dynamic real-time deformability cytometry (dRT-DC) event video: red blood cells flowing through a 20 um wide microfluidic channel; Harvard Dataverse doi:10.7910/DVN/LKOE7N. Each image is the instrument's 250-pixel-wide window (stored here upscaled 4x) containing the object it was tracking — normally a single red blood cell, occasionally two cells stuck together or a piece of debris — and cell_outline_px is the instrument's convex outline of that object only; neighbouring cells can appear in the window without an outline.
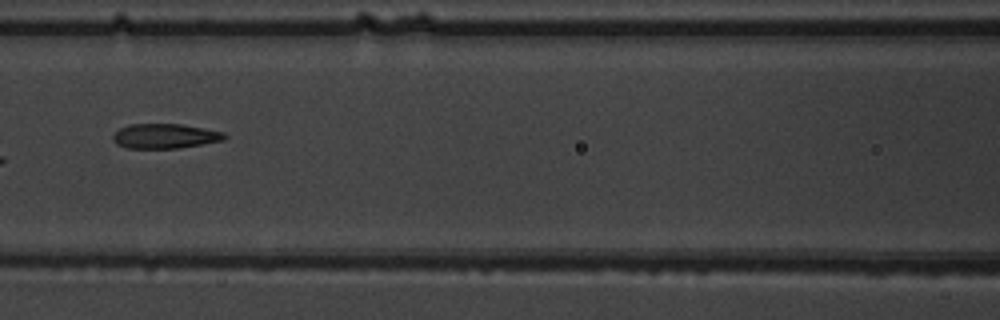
{"species": "common noctule bat (a hibernating species)", "species_latin": "Nyctalus noctula", "temperature_condition": "warm", "stored_images_in_passage": 9, "camera_frame_rate_fps": 3000, "um_per_image_px": 0.085, "animal": {"sex": "male", "body_mass_g": 19.5, "forearm_length_mm": 54.6}, "frame": {"image": 1, "passage_image": 8, "time_ms": 8.0, "image_size_px": [1000, 320], "cell_outline_px": [[228, 136], [224, 140], [180, 148], [128, 148], [116, 144], [112, 140], [112, 136], [120, 128], [128, 124], [180, 124], [224, 132]], "centroid_in_image_um": [14.01, 11.57], "position_along_channel_um": 152.6, "area_um2": 16.07}}
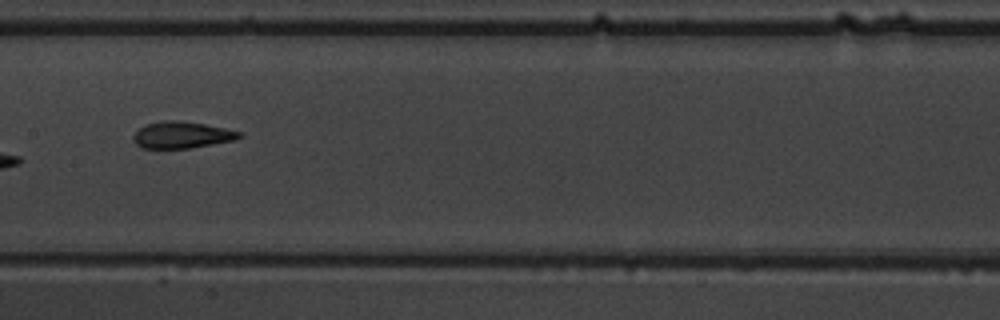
{"frame": {"image": 2, "passage_image": 9, "time_ms": 9.0, "image_size_px": [1000, 320], "cell_outline_px": [[244, 136], [236, 140], [192, 148], [140, 148], [132, 140], [132, 136], [144, 124], [164, 120], [180, 120], [204, 124], [244, 132]], "centroid_in_image_um": [15.48, 11.47], "position_along_channel_um": 191.9, "area_um2": 16.76}}